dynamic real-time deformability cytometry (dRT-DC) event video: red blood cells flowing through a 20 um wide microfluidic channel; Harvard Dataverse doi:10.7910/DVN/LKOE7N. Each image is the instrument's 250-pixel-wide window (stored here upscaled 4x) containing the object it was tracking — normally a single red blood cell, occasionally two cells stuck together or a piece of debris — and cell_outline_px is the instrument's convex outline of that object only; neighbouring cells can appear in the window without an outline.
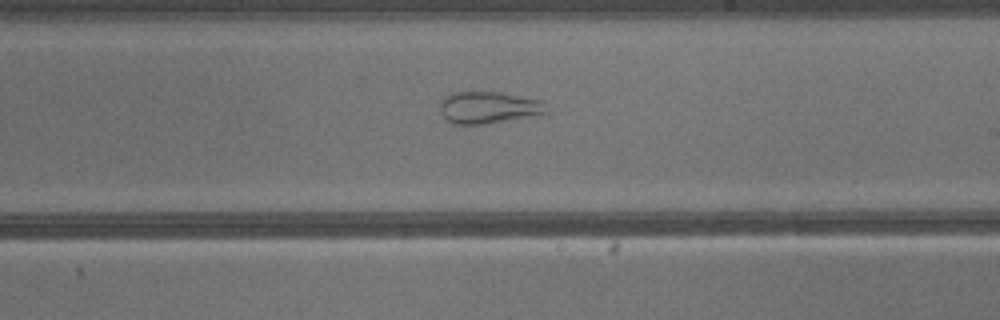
{"species": "common noctule bat (a hibernating species)", "species_latin": "Nyctalus noctula", "temperature_condition": "warm", "stored_images_in_passage": 33, "camera_frame_rate_fps": 3000, "um_per_image_px": 0.085, "animal": {"sex": "male", "body_mass_g": 13.3}, "frame": {"image": 1, "passage_image": 19, "time_ms": 6.0, "image_size_px": [1000, 320], "cell_outline_px": [[548, 112], [528, 116], [484, 124], [452, 124], [444, 120], [440, 112], [440, 100], [444, 96], [452, 92], [500, 92], [544, 100]], "centroid_in_image_um": [41.47, 9.13], "position_along_channel_um": 247.5, "area_um2": 19.94}}